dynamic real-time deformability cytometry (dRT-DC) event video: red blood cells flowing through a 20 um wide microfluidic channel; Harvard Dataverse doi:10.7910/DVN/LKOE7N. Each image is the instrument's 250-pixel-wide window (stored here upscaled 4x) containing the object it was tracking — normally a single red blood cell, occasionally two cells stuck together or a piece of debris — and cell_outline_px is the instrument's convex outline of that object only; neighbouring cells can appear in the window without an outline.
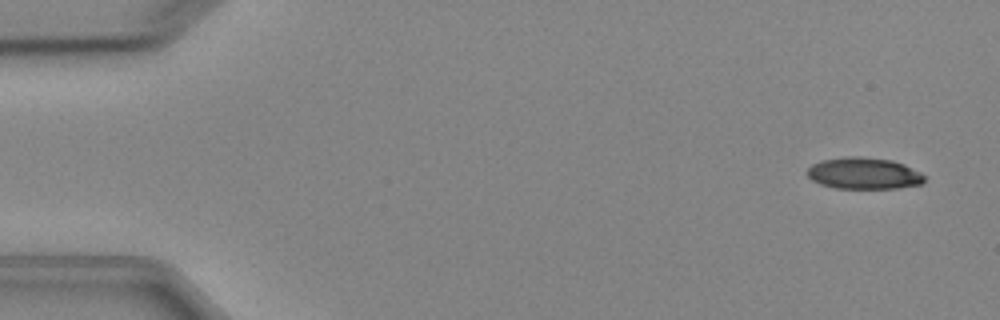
{"species": "Egyptian fruit bat (a non-hibernating species)", "species_latin": "Rousettus aegyptiacus", "temperature_condition": "cold", "stored_images_in_passage": 6, "camera_frame_rate_fps": 3000, "um_per_image_px": 0.085, "animal": {"sex": "female"}, "frame": {"image": 1, "passage_image": 1, "time_ms": 0.0, "image_size_px": [1000, 320], "cell_outline_px": [[924, 180], [920, 184], [896, 188], [832, 188], [820, 184], [812, 180], [804, 172], [812, 164], [820, 160], [844, 156], [860, 156], [892, 160], [904, 164], [920, 172], [924, 176]], "centroid_in_image_um": [73.36, 14.72], "position_along_channel_um": 11.6, "area_um2": 21.73}}